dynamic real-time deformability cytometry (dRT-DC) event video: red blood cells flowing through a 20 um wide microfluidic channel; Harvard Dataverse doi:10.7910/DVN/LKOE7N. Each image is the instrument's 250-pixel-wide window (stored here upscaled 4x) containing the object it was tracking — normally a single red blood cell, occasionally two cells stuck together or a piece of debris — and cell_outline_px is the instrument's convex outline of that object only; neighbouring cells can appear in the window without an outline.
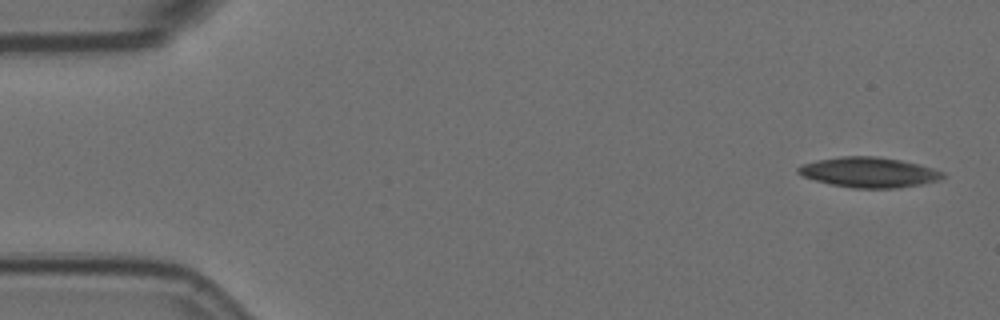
{"species": "Egyptian fruit bat (a non-hibernating species)", "species_latin": "Rousettus aegyptiacus", "temperature_condition": "room temperature", "stored_images_in_passage": 5, "camera_frame_rate_fps": 3000, "um_per_image_px": 0.085, "animal": {"sex": "female"}, "frame": {"image": 1, "passage_image": 1, "time_ms": 0.0, "image_size_px": [1000, 320], "cell_outline_px": [[944, 176], [940, 180], [920, 184], [896, 188], [852, 188], [832, 184], [816, 180], [804, 176], [796, 172], [796, 168], [800, 164], [816, 160], [844, 156], [876, 156], [900, 160], [932, 168], [944, 172]], "centroid_in_image_um": [73.83, 14.64], "position_along_channel_um": 11.2, "area_um2": 25.26}}
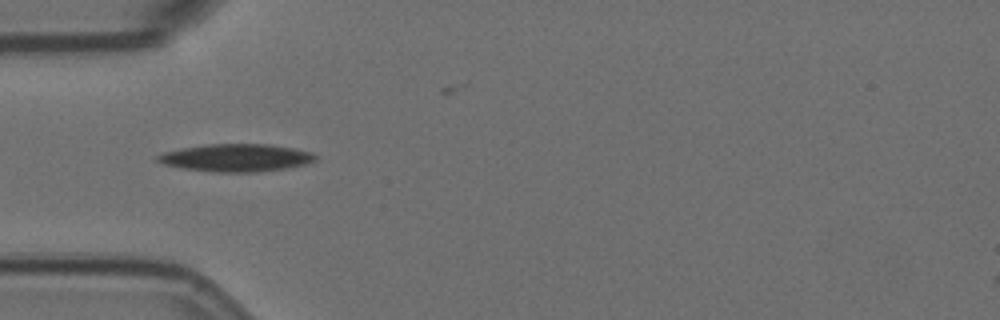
{"frame": {"image": 2, "passage_image": 5, "time_ms": 1.333, "image_size_px": [1000, 320], "cell_outline_px": [[316, 160], [304, 164], [288, 168], [260, 172], [212, 172], [184, 168], [164, 164], [156, 160], [156, 156], [164, 152], [180, 148], [208, 144], [268, 144], [292, 148], [312, 152], [316, 156]], "centroid_in_image_um": [20.07, 13.41], "position_along_channel_um": 64.9, "area_um2": 25.37}}